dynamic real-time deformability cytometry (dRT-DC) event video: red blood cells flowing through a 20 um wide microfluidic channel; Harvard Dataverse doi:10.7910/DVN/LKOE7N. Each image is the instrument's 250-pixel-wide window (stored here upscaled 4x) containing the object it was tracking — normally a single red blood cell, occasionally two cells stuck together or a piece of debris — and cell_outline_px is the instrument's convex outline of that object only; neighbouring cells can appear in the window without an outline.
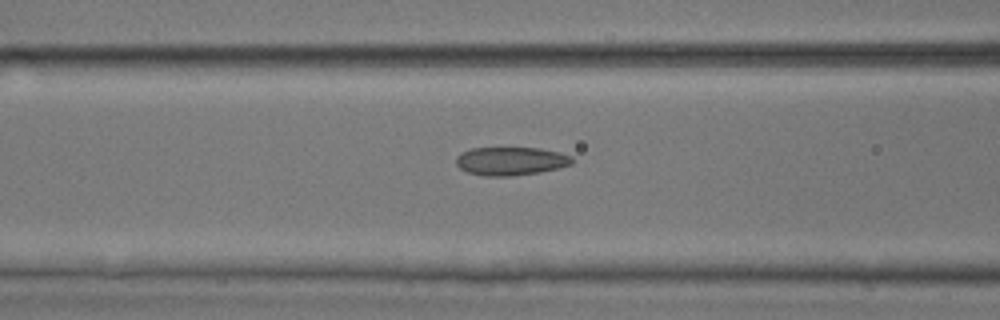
{"species": "common noctule bat (a hibernating species)", "species_latin": "Nyctalus noctula", "temperature_condition": "room temperature", "stored_images_in_passage": 15, "camera_frame_rate_fps": 3000, "um_per_image_px": 0.085, "animal": {"sex": "male", "body_mass_g": 17.9, "forearm_length_mm": 54.2}, "frame": {"image": 1, "passage_image": 13, "time_ms": 4.0, "image_size_px": [1000, 320], "cell_outline_px": [[572, 164], [560, 168], [540, 172], [512, 176], [484, 176], [468, 172], [460, 168], [456, 164], [456, 156], [460, 152], [472, 148], [540, 148], [560, 152], [572, 156]], "centroid_in_image_um": [43.42, 13.69], "position_along_channel_um": 123.2, "area_um2": 19.31}}